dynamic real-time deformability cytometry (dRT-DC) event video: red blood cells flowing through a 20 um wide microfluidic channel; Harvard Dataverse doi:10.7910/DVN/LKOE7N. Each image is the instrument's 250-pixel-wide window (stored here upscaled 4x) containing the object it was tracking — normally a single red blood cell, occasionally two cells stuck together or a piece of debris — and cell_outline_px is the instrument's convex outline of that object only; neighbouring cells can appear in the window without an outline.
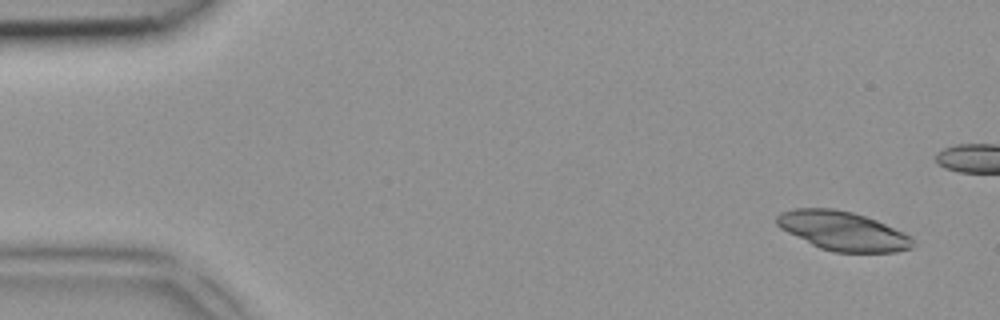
{"species": "common noctule bat (a hibernating species)", "species_latin": "Nyctalus noctula", "temperature_condition": "room temperature", "stored_images_in_passage": 5, "camera_frame_rate_fps": 3000, "um_per_image_px": 0.085, "animal": {"sex": "female", "body_mass_g": 18.4}, "frame": {"image": 1, "passage_image": 1, "time_ms": 0.0, "image_size_px": [1000, 320], "cell_outline_px": [[912, 248], [896, 252], [836, 252], [820, 248], [780, 228], [776, 224], [776, 216], [780, 212], [792, 208], [832, 208], [852, 212], [876, 220], [904, 232], [912, 240]], "centroid_in_image_um": [71.6, 19.62], "position_along_channel_um": 13.4, "area_um2": 30.69}}
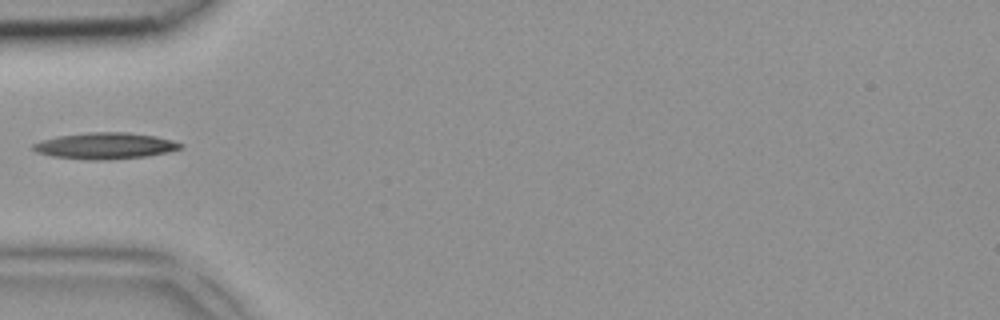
{"frame": {"image": 2, "passage_image": 5, "time_ms": 1.333, "image_size_px": [1000, 320], "cell_outline_px": [[184, 144], [180, 148], [168, 152], [148, 156], [104, 160], [88, 160], [52, 156], [36, 152], [32, 148], [32, 144], [56, 136], [88, 132], [128, 132], [156, 136], [172, 140]], "centroid_in_image_um": [8.94, 12.39], "position_along_channel_um": 76.1, "area_um2": 22.66}}